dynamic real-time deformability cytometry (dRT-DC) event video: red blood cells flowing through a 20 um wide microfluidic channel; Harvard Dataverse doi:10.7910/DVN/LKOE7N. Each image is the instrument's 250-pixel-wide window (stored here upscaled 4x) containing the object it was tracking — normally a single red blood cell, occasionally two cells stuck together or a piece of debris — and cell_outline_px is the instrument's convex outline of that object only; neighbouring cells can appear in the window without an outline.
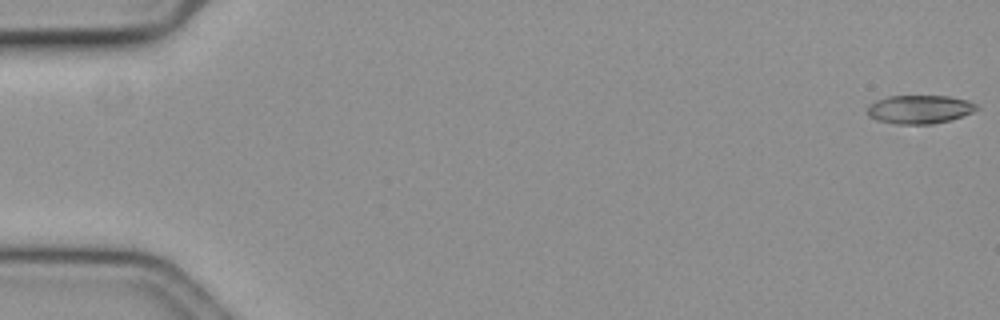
{"species": "common noctule bat (a hibernating species)", "species_latin": "Nyctalus noctula", "temperature_condition": "cold", "stored_images_in_passage": 7, "camera_frame_rate_fps": 3000, "um_per_image_px": 0.085, "animal": {"sex": "female", "body_mass_g": 19.3, "forearm_length_mm": 54.1}, "frame": {"image": 1, "passage_image": 1, "time_ms": 0.0, "image_size_px": [1000, 320], "cell_outline_px": [[980, 108], [972, 112], [952, 120], [932, 124], [896, 124], [876, 120], [868, 116], [868, 104], [876, 100], [888, 96], [948, 96], [968, 100], [976, 104]], "centroid_in_image_um": [78.16, 9.29], "position_along_channel_um": 6.8, "area_um2": 18.32}}